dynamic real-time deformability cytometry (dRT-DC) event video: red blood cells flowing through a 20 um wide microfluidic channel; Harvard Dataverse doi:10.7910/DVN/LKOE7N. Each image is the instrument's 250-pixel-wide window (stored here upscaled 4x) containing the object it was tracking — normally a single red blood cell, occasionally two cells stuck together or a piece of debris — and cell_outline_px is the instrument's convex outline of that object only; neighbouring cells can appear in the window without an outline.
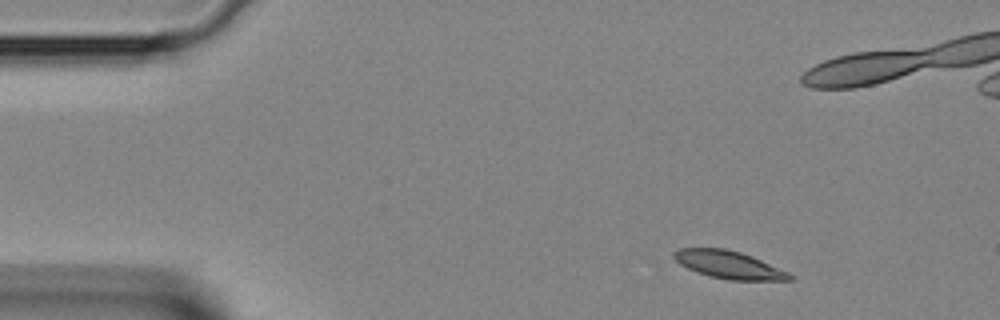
{"species": "Egyptian fruit bat (a non-hibernating species)", "species_latin": "Rousettus aegyptiacus", "temperature_condition": "room temperature", "stored_images_in_passage": 3, "camera_frame_rate_fps": 3000, "um_per_image_px": 0.085, "animal": {"sex": "female"}, "frame": {"image": 1, "passage_image": 1, "time_ms": 0.0, "image_size_px": [1000, 320], "cell_outline_px": [[792, 280], [728, 280], [696, 272], [680, 264], [672, 256], [672, 252], [680, 248], [724, 248], [740, 252], [752, 256], [788, 272], [792, 276]], "centroid_in_image_um": [61.92, 22.49], "position_along_channel_um": 23.1, "area_um2": 18.5}}